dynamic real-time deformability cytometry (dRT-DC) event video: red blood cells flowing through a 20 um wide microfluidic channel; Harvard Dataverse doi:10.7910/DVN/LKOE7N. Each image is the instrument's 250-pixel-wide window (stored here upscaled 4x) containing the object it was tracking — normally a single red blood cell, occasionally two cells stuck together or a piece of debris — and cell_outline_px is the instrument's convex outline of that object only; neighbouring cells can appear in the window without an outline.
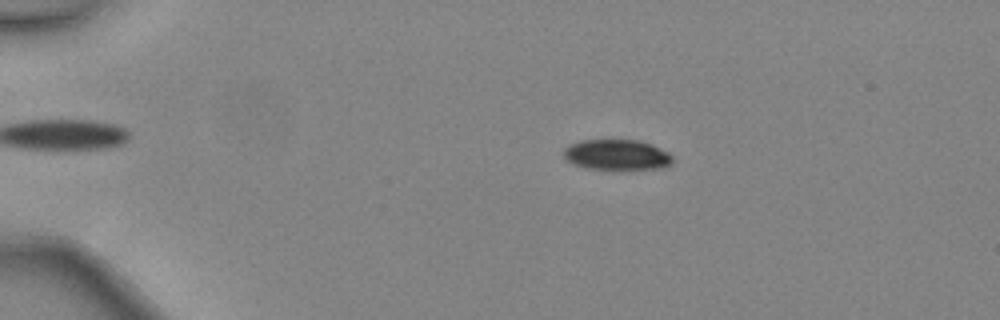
{"species": "common noctule bat (a hibernating species)", "species_latin": "Nyctalus noctula", "temperature_condition": "warm", "stored_images_in_passage": 47, "camera_frame_rate_fps": 3000, "um_per_image_px": 0.085, "animal": {"sex": "female", "body_mass_g": 24.6, "forearm_length_mm": 56.2}, "frame": {"image": 1, "passage_image": 10, "time_ms": 3.0, "image_size_px": [1000, 320], "cell_outline_px": [[672, 160], [664, 168], [588, 168], [572, 164], [564, 160], [564, 148], [568, 144], [580, 140], [636, 140], [652, 144], [668, 152], [672, 156]], "centroid_in_image_um": [52.37, 13.13], "position_along_channel_um": 32.6, "area_um2": 19.13}}
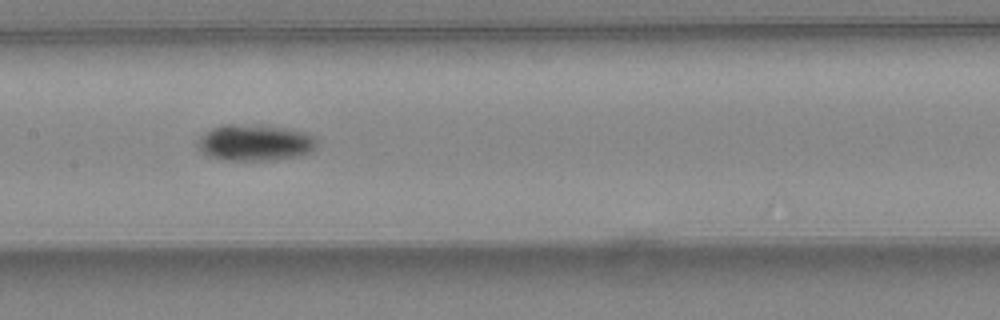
{"frame": {"image": 2, "passage_image": 25, "time_ms": 8.0, "image_size_px": [1000, 320], "cell_outline_px": [[316, 148], [312, 152], [300, 156], [276, 160], [224, 160], [204, 156], [196, 148], [196, 140], [204, 132], [212, 128], [224, 124], [240, 124], [284, 128], [304, 132], [312, 136], [316, 140]], "centroid_in_image_um": [21.6, 12.15], "position_along_channel_um": 185.8, "area_um2": 25.61}}
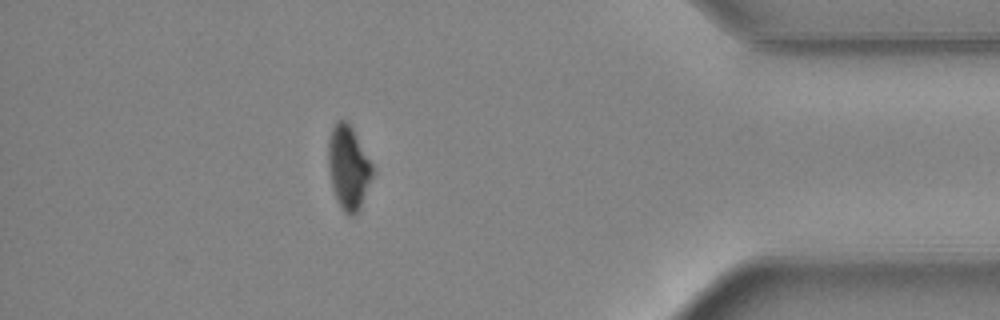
{"frame": {"image": 3, "passage_image": 42, "time_ms": 13.667, "image_size_px": [1000, 320], "cell_outline_px": [[372, 176], [360, 208], [352, 216], [348, 216], [340, 208], [336, 200], [332, 188], [328, 168], [328, 140], [332, 128], [336, 120], [344, 120], [352, 128], [372, 164]], "centroid_in_image_um": [29.58, 14.26], "position_along_channel_um": 405.6, "area_um2": 21.39}, "authors_computed_cell_mechanics": {"area_um2": 21.7328, "velocity_mm_per_s": 4.5043, "shape_relaxation_time_tau1_ms": 2.3514, "shape_relaxation_time_tau2_ms": null, "deformation_change_tau1": 0.0887, "deformation_change_tau2": null}}